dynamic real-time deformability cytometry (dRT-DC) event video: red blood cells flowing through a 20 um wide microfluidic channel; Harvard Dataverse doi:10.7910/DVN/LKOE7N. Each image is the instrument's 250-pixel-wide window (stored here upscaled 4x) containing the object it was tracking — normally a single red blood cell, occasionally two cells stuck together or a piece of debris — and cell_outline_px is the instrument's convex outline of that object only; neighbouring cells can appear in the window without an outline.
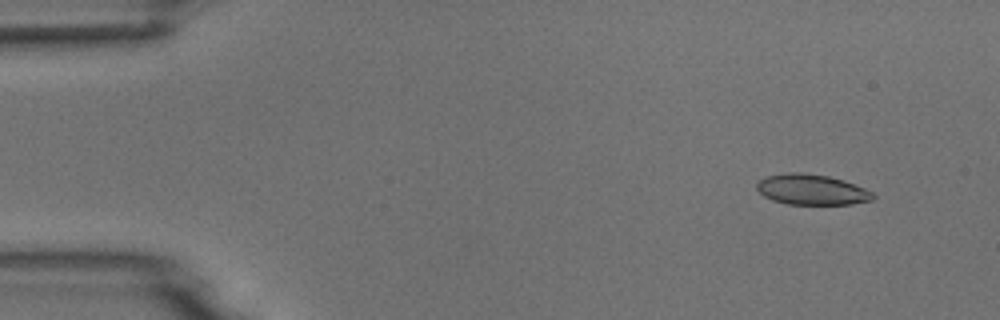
{"species": "common noctule bat (a hibernating species)", "species_latin": "Nyctalus noctula", "temperature_condition": "room temperature", "stored_images_in_passage": 5, "camera_frame_rate_fps": 3000, "um_per_image_px": 0.085, "animal": {"sex": "male", "body_mass_g": 18.8}, "frame": {"image": 1, "passage_image": 2, "time_ms": 1.0, "image_size_px": [1000, 320], "cell_outline_px": [[876, 196], [872, 200], [852, 204], [788, 204], [772, 200], [764, 196], [756, 188], [756, 184], [760, 180], [768, 176], [788, 172], [800, 172], [828, 176], [844, 180], [864, 188], [872, 192]], "centroid_in_image_um": [69.0, 16.12], "position_along_channel_um": 16.0, "area_um2": 20.58}}
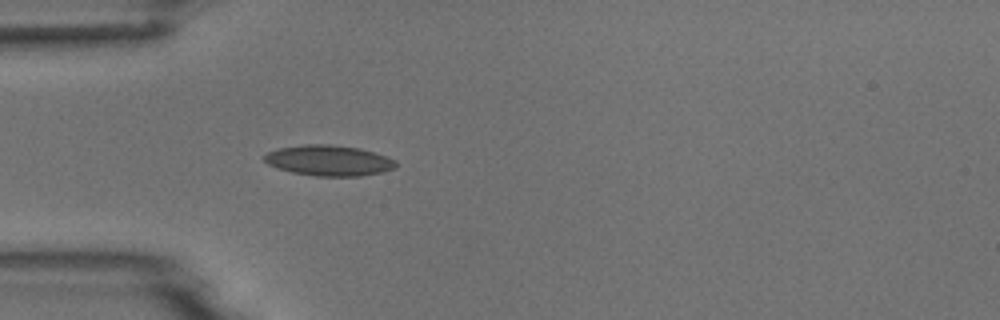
{"frame": {"image": 2, "passage_image": 5, "time_ms": 4.667, "image_size_px": [1000, 320], "cell_outline_px": [[396, 168], [384, 172], [360, 176], [316, 176], [292, 172], [276, 168], [268, 164], [264, 160], [264, 156], [268, 152], [280, 148], [304, 144], [328, 144], [360, 148], [396, 160]], "centroid_in_image_um": [27.96, 13.65], "position_along_channel_um": 57.0, "area_um2": 23.41}}